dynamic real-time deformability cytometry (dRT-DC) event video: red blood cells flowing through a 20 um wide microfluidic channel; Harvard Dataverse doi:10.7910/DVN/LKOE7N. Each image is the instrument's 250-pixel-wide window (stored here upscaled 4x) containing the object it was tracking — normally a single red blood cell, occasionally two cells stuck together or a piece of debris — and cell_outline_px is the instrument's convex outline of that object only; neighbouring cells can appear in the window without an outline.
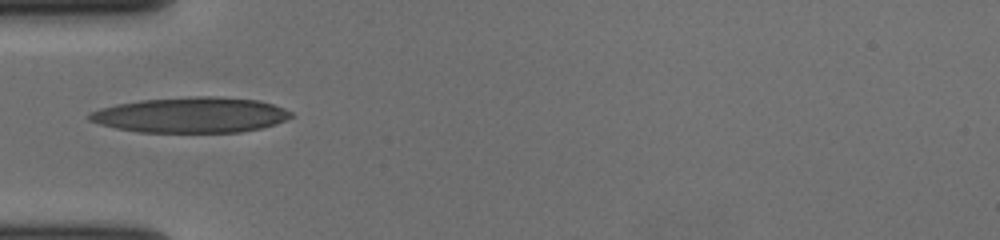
{"species": "human", "species_latin": "Homo sapiens", "temperature_condition": "cold", "stored_images_in_passage": 36, "camera_frame_rate_fps": 3000, "um_per_image_px": 0.085, "donor": {"sex": "female"}, "frame": {"image": 1, "passage_image": 1, "time_ms": 0.0, "image_size_px": [1000, 240], "cell_outline_px": [[292, 116], [284, 120], [264, 128], [240, 132], [140, 132], [116, 128], [100, 124], [88, 120], [88, 116], [92, 112], [100, 108], [116, 104], [140, 100], [188, 96], [220, 96], [260, 100], [284, 108], [292, 112]], "centroid_in_image_um": [16.25, 9.76], "position_along_channel_um": 68.8, "area_um2": 41.85}}
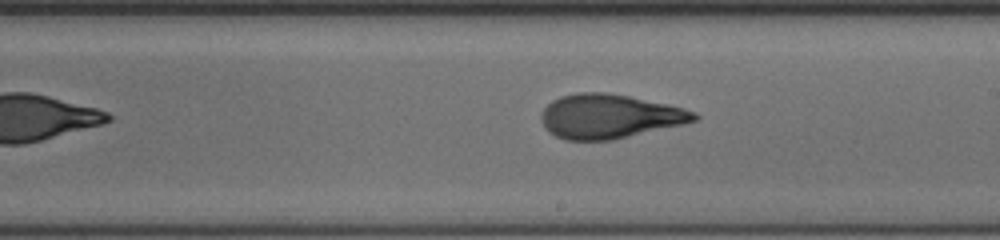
{"frame": {"image": 2, "passage_image": 15, "time_ms": 4.667, "image_size_px": [1000, 240], "cell_outline_px": [[700, 116], [696, 120], [684, 124], [612, 140], [564, 140], [548, 132], [544, 128], [540, 120], [540, 112], [552, 100], [560, 96], [576, 92], [604, 92], [628, 96], [684, 108], [696, 112]], "centroid_in_image_um": [51.76, 9.89], "position_along_channel_um": 237.2, "area_um2": 39.54}}
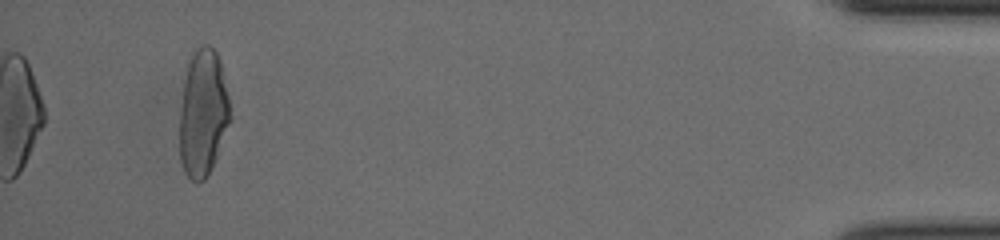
{"frame": {"image": 3, "passage_image": 36, "time_ms": 11.667, "image_size_px": [1000, 240], "cell_outline_px": [[232, 120], [212, 168], [208, 176], [204, 180], [192, 180], [184, 172], [180, 160], [180, 108], [184, 80], [188, 56], [196, 48], [204, 44], [208, 44], [216, 52], [220, 60], [232, 116]], "centroid_in_image_um": [17.26, 9.59], "position_along_channel_um": 417.9, "area_um2": 37.86}, "authors_computed_cell_mechanics": {"area_um2": 38.726, "velocity_mm_per_s": 3.6285, "shape_relaxation_time_tau1_ms": 5.3749, "shape_relaxation_time_tau2_ms": 1.8139, "deformation_change_tau1": 0.2326, "deformation_change_tau2": 0.0938}}